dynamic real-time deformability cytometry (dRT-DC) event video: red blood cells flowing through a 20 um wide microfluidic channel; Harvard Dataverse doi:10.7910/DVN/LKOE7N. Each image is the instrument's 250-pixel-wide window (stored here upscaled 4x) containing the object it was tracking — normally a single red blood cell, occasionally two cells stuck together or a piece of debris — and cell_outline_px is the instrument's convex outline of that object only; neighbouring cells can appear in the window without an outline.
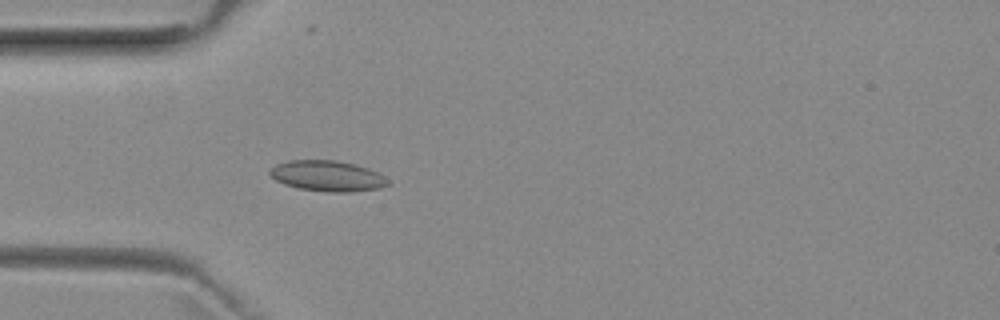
{"species": "common noctule bat (a hibernating species)", "species_latin": "Nyctalus noctula", "temperature_condition": "room temperature", "stored_images_in_passage": 51, "camera_frame_rate_fps": 3000, "um_per_image_px": 0.085, "animal": {"sex": "female", "body_mass_g": 29.2, "forearm_length_mm": 56.3}, "frame": {"image": 1, "passage_image": 14, "time_ms": 4.333, "image_size_px": [1000, 320], "cell_outline_px": [[392, 184], [380, 188], [348, 192], [328, 192], [300, 188], [284, 184], [276, 180], [268, 172], [276, 164], [288, 160], [336, 160], [356, 164], [368, 168], [384, 176]], "centroid_in_image_um": [27.85, 14.95], "position_along_channel_um": 57.1, "area_um2": 21.1}}
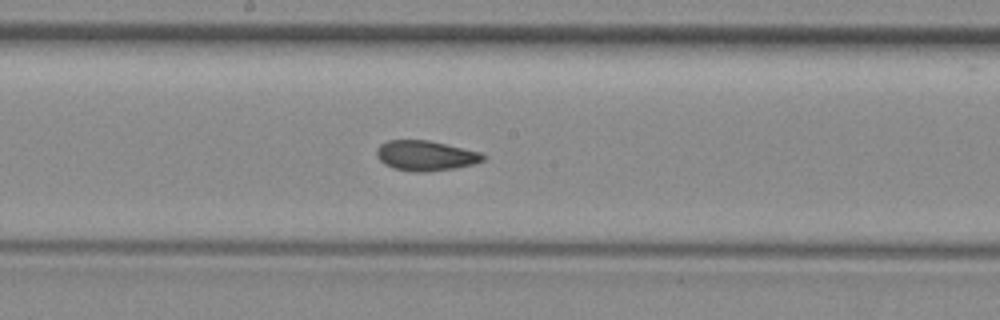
{"frame": {"image": 2, "passage_image": 26, "time_ms": 8.333, "image_size_px": [1000, 320], "cell_outline_px": [[484, 160], [472, 164], [452, 168], [424, 172], [416, 172], [392, 168], [384, 164], [376, 156], [376, 148], [380, 144], [388, 140], [428, 140], [480, 152], [484, 156]], "centroid_in_image_um": [36.11, 13.22], "position_along_channel_um": 212.1, "area_um2": 18.5}}
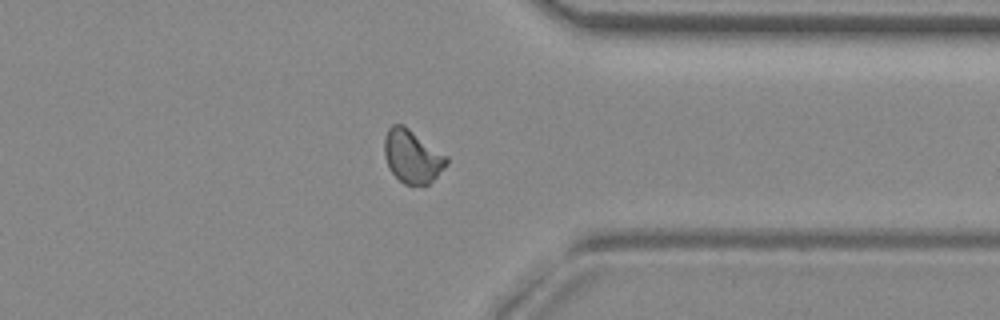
{"frame": {"image": 3, "passage_image": 39, "time_ms": 12.667, "image_size_px": [1000, 320], "cell_outline_px": [[448, 164], [428, 184], [404, 184], [388, 168], [384, 156], [384, 136], [388, 128], [392, 124], [400, 124], [408, 128], [448, 156]], "centroid_in_image_um": [35.02, 13.28], "position_along_channel_um": 376.4, "area_um2": 19.13}, "authors_computed_cell_mechanics": {"area_um2": 18.785, "velocity_mm_per_s": 3.9539, "shape_relaxation_time_tau1_ms": null, "shape_relaxation_time_tau2_ms": 1.0228, "deformation_change_tau1": null, "deformation_change_tau2": 0.0355}}